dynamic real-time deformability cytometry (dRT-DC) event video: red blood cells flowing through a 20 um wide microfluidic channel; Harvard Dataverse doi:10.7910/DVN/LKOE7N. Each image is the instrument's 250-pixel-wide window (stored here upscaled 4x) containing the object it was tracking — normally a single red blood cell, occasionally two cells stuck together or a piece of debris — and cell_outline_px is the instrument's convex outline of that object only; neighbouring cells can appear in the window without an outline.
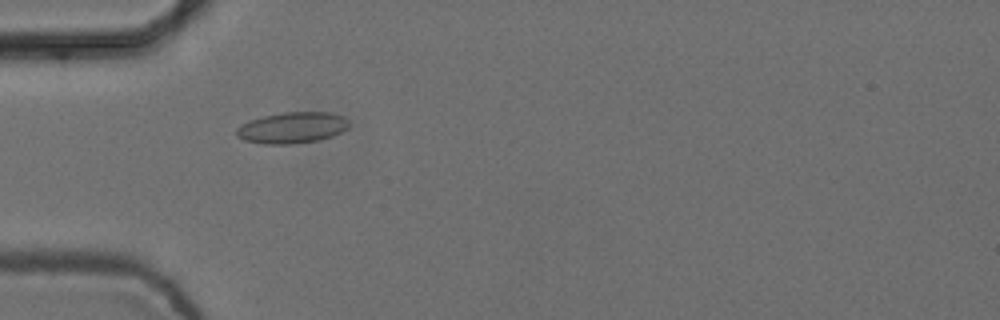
{"species": "common noctule bat (a hibernating species)", "species_latin": "Nyctalus noctula", "temperature_condition": "cold", "stored_images_in_passage": 3, "camera_frame_rate_fps": 3000, "um_per_image_px": 0.085, "animal": {"sex": "female", "body_mass_g": 24.6, "forearm_length_mm": 56.2}, "frame": {"image": 1, "passage_image": 2, "time_ms": 0.333, "image_size_px": [1000, 320], "cell_outline_px": [[348, 128], [332, 136], [320, 140], [292, 144], [264, 144], [244, 140], [236, 136], [236, 128], [240, 124], [248, 120], [264, 116], [284, 112], [328, 112], [344, 116], [348, 120]], "centroid_in_image_um": [24.81, 10.85], "position_along_channel_um": 60.2, "area_um2": 20.58}}
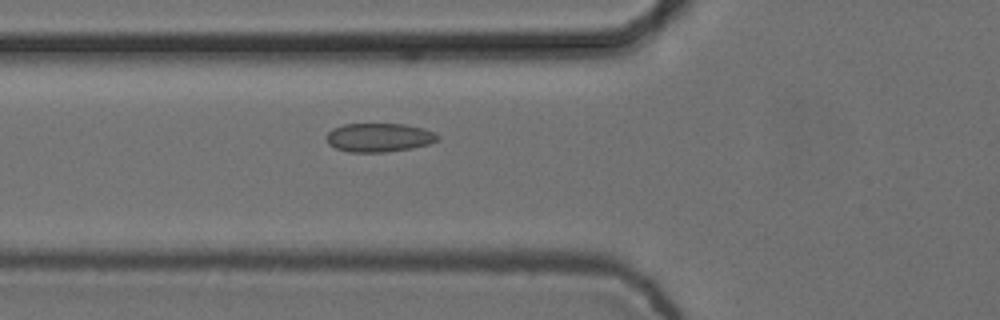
{"frame": {"image": 2, "passage_image": 3, "time_ms": 0.667, "image_size_px": [1000, 320], "cell_outline_px": [[440, 140], [428, 144], [412, 148], [388, 152], [348, 152], [336, 148], [328, 144], [324, 136], [332, 128], [344, 124], [404, 124], [424, 128], [436, 132], [440, 136]], "centroid_in_image_um": [32.23, 11.69], "position_along_channel_um": 93.6, "area_um2": 18.96}}